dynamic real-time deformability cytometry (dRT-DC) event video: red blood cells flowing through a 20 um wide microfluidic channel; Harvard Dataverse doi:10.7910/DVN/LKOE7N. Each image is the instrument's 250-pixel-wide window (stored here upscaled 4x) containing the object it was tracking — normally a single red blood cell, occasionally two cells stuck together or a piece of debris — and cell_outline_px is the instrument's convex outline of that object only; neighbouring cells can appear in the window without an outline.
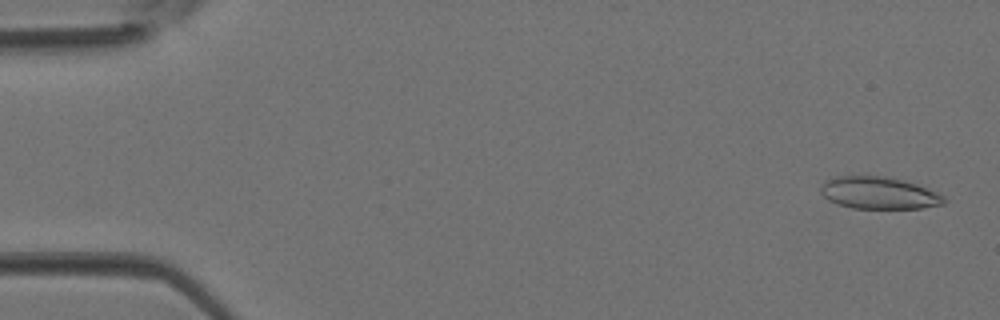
{"species": "Egyptian fruit bat (a non-hibernating species)", "species_latin": "Rousettus aegyptiacus", "temperature_condition": "room temperature", "stored_images_in_passage": 4, "camera_frame_rate_fps": 3000, "um_per_image_px": 0.085, "animal": {"sex": "female"}, "frame": {"image": 1, "passage_image": 1, "time_ms": 0.0, "image_size_px": [1000, 320], "cell_outline_px": [[944, 204], [920, 208], [852, 208], [828, 200], [820, 192], [820, 184], [824, 180], [832, 176], [884, 176], [904, 180], [916, 184], [936, 192], [944, 196]], "centroid_in_image_um": [74.65, 16.39], "position_along_channel_um": 10.4, "area_um2": 23.06}}